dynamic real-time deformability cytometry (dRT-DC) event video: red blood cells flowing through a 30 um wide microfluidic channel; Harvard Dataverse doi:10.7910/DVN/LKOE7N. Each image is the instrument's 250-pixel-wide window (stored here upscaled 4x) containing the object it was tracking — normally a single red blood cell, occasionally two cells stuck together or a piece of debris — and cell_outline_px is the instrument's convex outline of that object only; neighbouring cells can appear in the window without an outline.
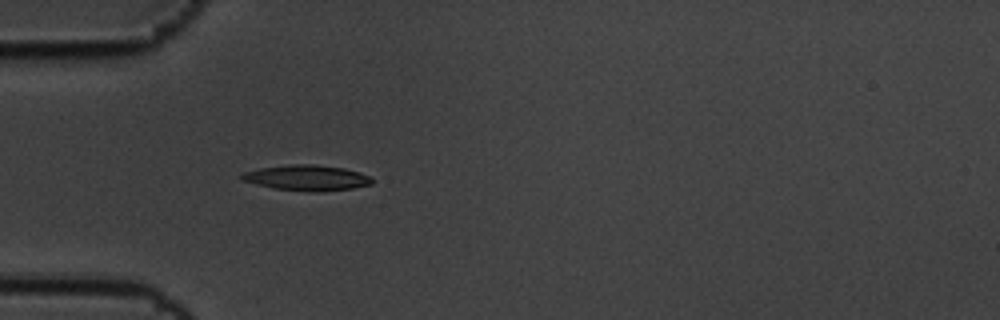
{"species": "common noctule bat (a hibernating species)", "species_latin": "Nyctalus noctula", "temperature_condition": "cold", "stored_images_in_passage": 2, "camera_frame_rate_fps": 3000, "um_per_image_px": 0.085, "animal": {"sex": "male", "body_mass_g": 19.5, "forearm_length_mm": 54.6}, "frame": {"image": 1, "passage_image": 2, "time_ms": 0.333, "image_size_px": [1000, 320], "cell_outline_px": [[372, 184], [352, 188], [316, 192], [308, 192], [272, 188], [244, 180], [240, 176], [244, 172], [260, 168], [292, 164], [312, 164], [344, 168], [360, 172], [372, 176]], "centroid_in_image_um": [26.13, 15.11], "position_along_channel_um": 58.9, "area_um2": 19.31}}